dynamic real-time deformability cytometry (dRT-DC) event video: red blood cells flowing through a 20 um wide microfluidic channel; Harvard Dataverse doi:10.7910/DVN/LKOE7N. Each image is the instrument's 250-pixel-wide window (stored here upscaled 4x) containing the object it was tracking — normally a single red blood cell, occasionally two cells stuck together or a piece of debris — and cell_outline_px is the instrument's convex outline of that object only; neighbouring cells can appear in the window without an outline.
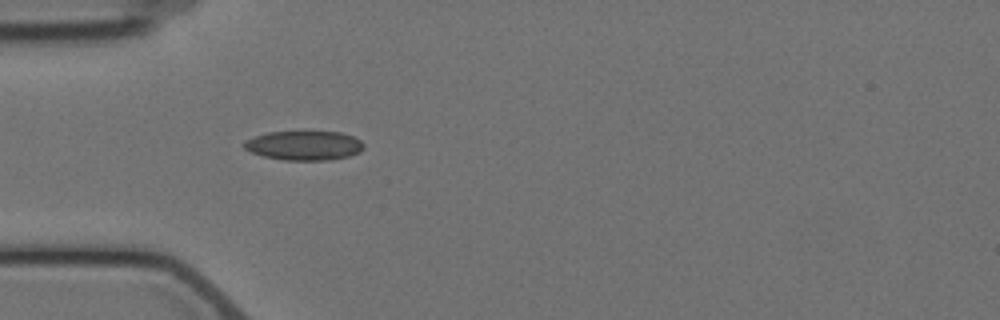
{"species": "Egyptian fruit bat (a non-hibernating species)", "species_latin": "Rousettus aegyptiacus", "temperature_condition": "cold", "stored_images_in_passage": 5, "camera_frame_rate_fps": 3000, "um_per_image_px": 0.085, "animal": {"sex": "female"}, "frame": {"image": 1, "passage_image": 5, "time_ms": 4.667, "image_size_px": [1000, 320], "cell_outline_px": [[364, 148], [360, 152], [348, 156], [328, 160], [284, 160], [264, 156], [252, 152], [244, 148], [244, 140], [268, 132], [340, 132], [352, 136], [360, 140], [364, 144]], "centroid_in_image_um": [25.86, 12.37], "position_along_channel_um": 59.1, "area_um2": 20.29}}